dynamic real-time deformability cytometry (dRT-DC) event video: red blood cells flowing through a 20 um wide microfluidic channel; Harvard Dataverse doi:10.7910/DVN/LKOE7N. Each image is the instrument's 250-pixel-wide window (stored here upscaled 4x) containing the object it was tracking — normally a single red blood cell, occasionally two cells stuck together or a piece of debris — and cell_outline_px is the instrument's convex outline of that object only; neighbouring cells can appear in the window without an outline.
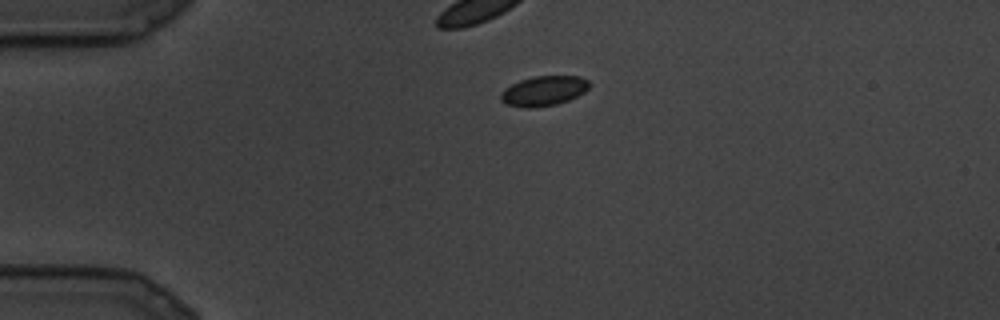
{"species": "common noctule bat (a hibernating species)", "species_latin": "Nyctalus noctula", "temperature_condition": "cold", "stored_images_in_passage": 21, "camera_frame_rate_fps": 3000, "um_per_image_px": 0.085, "animal": {"sex": "male", "body_mass_g": 19.5, "forearm_length_mm": 54.6}, "frame": {"image": 1, "passage_image": 1, "time_ms": 0.0, "image_size_px": [1000, 320], "cell_outline_px": [[592, 84], [584, 92], [568, 100], [556, 104], [532, 108], [524, 108], [508, 104], [500, 100], [500, 92], [504, 88], [520, 80], [532, 76], [580, 76], [588, 80]], "centroid_in_image_um": [46.21, 7.72], "position_along_channel_um": 38.8, "area_um2": 15.49}}
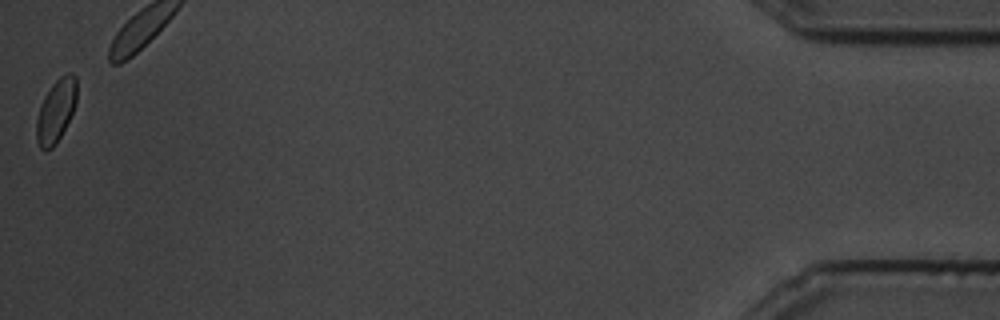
{"frame": {"image": 2, "passage_image": 21, "time_ms": 6.667, "image_size_px": [1000, 320], "cell_outline_px": [[76, 104], [56, 144], [52, 148], [40, 148], [36, 140], [36, 120], [40, 104], [44, 96], [52, 84], [60, 76], [68, 72], [72, 72], [76, 76]], "centroid_in_image_um": [4.75, 9.38], "position_along_channel_um": 430.5, "area_um2": 14.68}}